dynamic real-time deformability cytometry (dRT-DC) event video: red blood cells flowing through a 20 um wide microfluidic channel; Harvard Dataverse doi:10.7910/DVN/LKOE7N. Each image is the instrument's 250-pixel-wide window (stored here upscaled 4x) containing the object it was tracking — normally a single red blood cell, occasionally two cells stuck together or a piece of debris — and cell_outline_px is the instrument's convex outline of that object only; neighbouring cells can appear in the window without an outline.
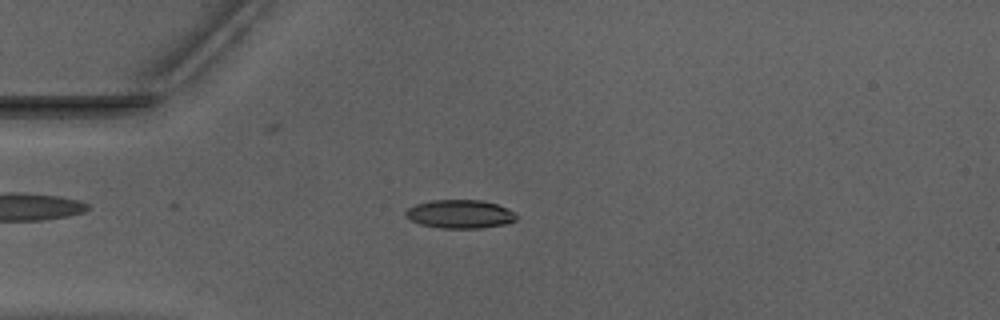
{"species": "Egyptian fruit bat (a non-hibernating species)", "species_latin": "Rousettus aegyptiacus", "temperature_condition": "warm", "stored_images_in_passage": 52, "camera_frame_rate_fps": 3000, "um_per_image_px": 0.085, "animal": {"sex": "male"}, "frame": {"image": 1, "passage_image": 13, "time_ms": 4.0, "image_size_px": [1000, 320], "cell_outline_px": [[516, 220], [508, 224], [480, 228], [440, 228], [420, 224], [404, 216], [404, 212], [408, 208], [416, 204], [432, 200], [480, 200], [496, 204], [508, 208], [516, 212]], "centroid_in_image_um": [39.12, 18.2], "position_along_channel_um": 45.9, "area_um2": 18.5}}
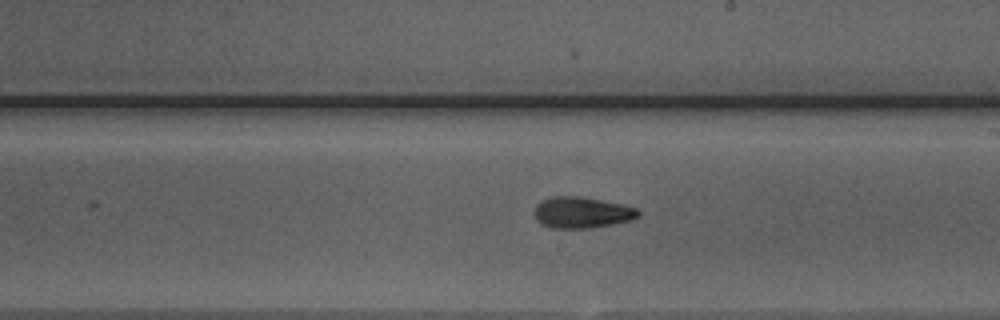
{"frame": {"image": 2, "passage_image": 29, "time_ms": 9.333, "image_size_px": [1000, 320], "cell_outline_px": [[640, 216], [632, 220], [612, 224], [588, 228], [552, 228], [536, 220], [532, 212], [536, 204], [540, 200], [552, 196], [580, 196], [620, 204], [636, 208], [640, 212]], "centroid_in_image_um": [49.41, 18.05], "position_along_channel_um": 239.6, "area_um2": 18.96}}
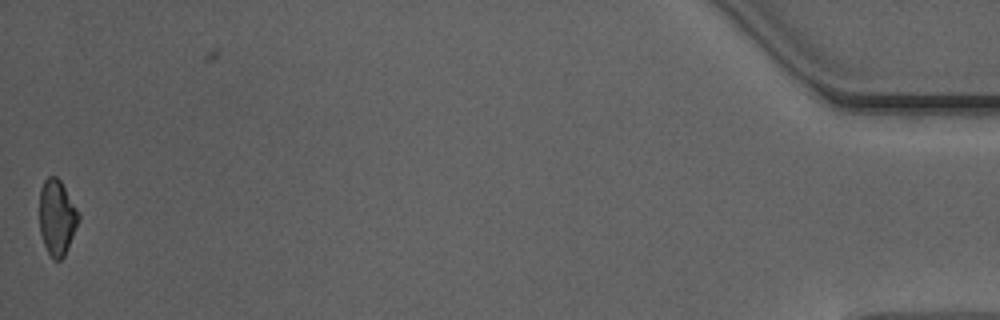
{"frame": {"image": 3, "passage_image": 51, "time_ms": 16.667, "image_size_px": [1000, 320], "cell_outline_px": [[80, 220], [64, 256], [60, 260], [52, 260], [44, 244], [40, 232], [40, 188], [44, 180], [48, 176], [56, 176], [60, 180], [80, 212]], "centroid_in_image_um": [4.86, 18.47], "position_along_channel_um": 430.3, "area_um2": 17.34}, "authors_computed_cell_mechanics": {"area_um2": 18.1781, "velocity_mm_per_s": 3.9758, "shape_relaxation_time_tau1_ms": 9.0982, "shape_relaxation_time_tau2_ms": 1.6454, "deformation_change_tau1": 0.2255, "deformation_change_tau2": 0.085}}